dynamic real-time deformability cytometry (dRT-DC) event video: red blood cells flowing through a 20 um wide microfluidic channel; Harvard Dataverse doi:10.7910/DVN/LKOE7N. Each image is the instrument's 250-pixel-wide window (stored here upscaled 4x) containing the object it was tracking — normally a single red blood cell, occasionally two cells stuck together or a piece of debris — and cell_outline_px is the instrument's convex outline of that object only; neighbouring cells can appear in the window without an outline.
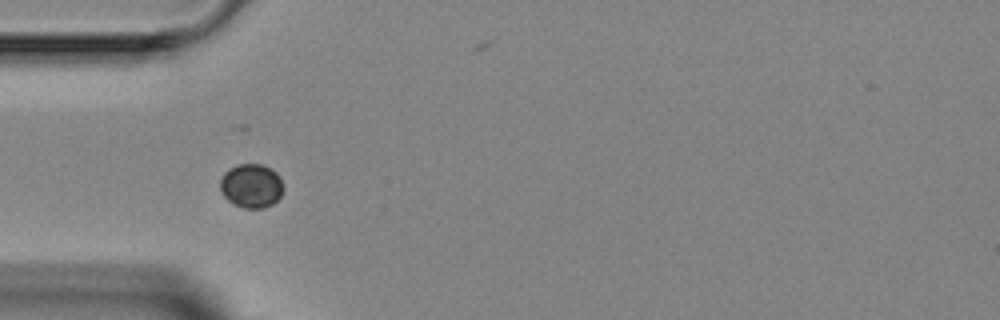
{"species": "Egyptian fruit bat (a non-hibernating species)", "species_latin": "Rousettus aegyptiacus", "temperature_condition": "room temperature", "stored_images_in_passage": 5, "camera_frame_rate_fps": 3000, "um_per_image_px": 0.085, "animal": {"sex": "female"}, "frame": {"image": 1, "passage_image": 4, "time_ms": 3.333, "image_size_px": [1000, 320], "cell_outline_px": [[284, 188], [280, 196], [272, 204], [264, 208], [244, 208], [228, 200], [220, 192], [220, 180], [224, 172], [236, 164], [264, 164], [276, 172], [280, 176]], "centroid_in_image_um": [21.37, 15.78], "position_along_channel_um": 63.6, "area_um2": 16.3}}
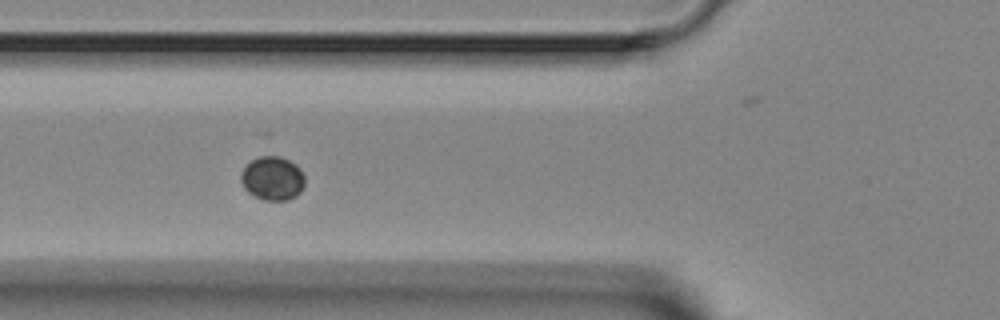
{"frame": {"image": 2, "passage_image": 5, "time_ms": 4.333, "image_size_px": [1000, 320], "cell_outline_px": [[304, 188], [296, 196], [288, 200], [264, 200], [248, 192], [244, 188], [240, 180], [240, 172], [252, 160], [260, 156], [280, 156], [296, 164], [300, 168], [304, 176]], "centroid_in_image_um": [23.17, 15.16], "position_along_channel_um": 102.6, "area_um2": 16.36}}